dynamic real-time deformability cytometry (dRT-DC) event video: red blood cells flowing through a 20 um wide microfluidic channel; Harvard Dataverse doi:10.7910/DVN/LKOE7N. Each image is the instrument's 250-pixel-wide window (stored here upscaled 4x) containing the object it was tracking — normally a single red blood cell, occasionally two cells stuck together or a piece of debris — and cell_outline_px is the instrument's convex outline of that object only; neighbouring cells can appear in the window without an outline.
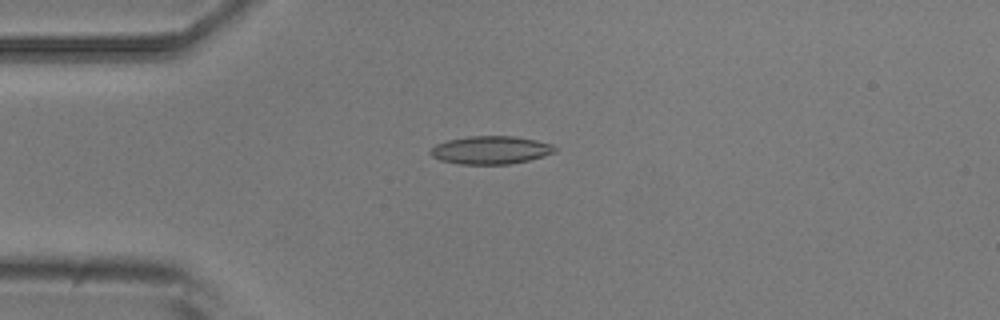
{"species": "common noctule bat (a hibernating species)", "species_latin": "Nyctalus noctula", "temperature_condition": "room temperature", "stored_images_in_passage": 7, "camera_frame_rate_fps": 3000, "um_per_image_px": 0.085, "animal": {"sex": "male", "body_mass_g": 20.5, "forearm_length_mm": 52.5}, "frame": {"image": 1, "passage_image": 4, "time_ms": 3.333, "image_size_px": [1000, 320], "cell_outline_px": [[556, 152], [528, 160], [508, 164], [460, 164], [440, 160], [432, 156], [428, 152], [436, 144], [448, 140], [472, 136], [512, 136], [536, 140], [552, 144], [556, 148]], "centroid_in_image_um": [41.7, 12.75], "position_along_channel_um": 43.3, "area_um2": 20.17}}
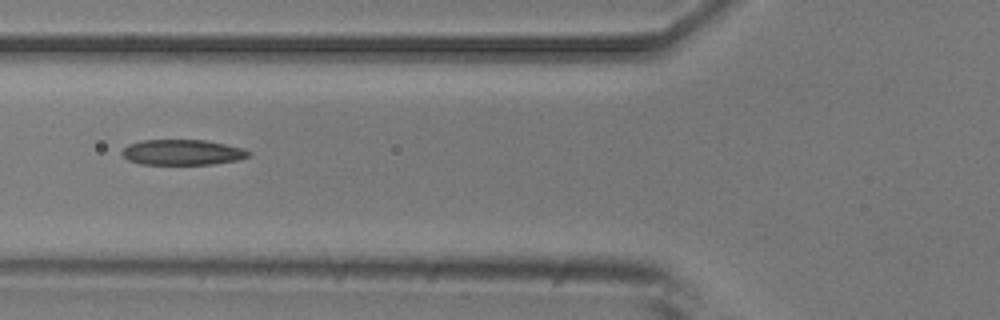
{"frame": {"image": 2, "passage_image": 6, "time_ms": 5.667, "image_size_px": [1000, 320], "cell_outline_px": [[252, 156], [236, 160], [212, 164], [140, 164], [128, 160], [120, 152], [128, 144], [140, 140], [204, 140], [244, 148], [252, 152]], "centroid_in_image_um": [15.51, 12.94], "position_along_channel_um": 110.3, "area_um2": 18.84}}
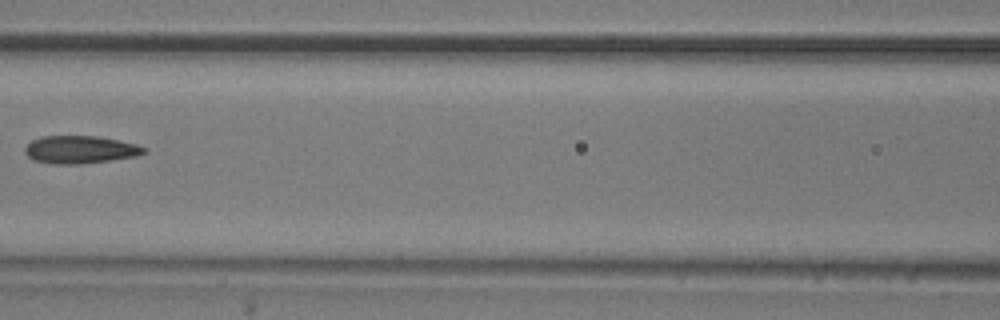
{"frame": {"image": 3, "passage_image": 7, "time_ms": 7.0, "image_size_px": [1000, 320], "cell_outline_px": [[148, 152], [136, 156], [80, 164], [52, 164], [32, 160], [24, 152], [24, 148], [32, 140], [44, 136], [96, 136], [136, 144], [148, 148]], "centroid_in_image_um": [6.8, 12.72], "position_along_channel_um": 159.8, "area_um2": 19.19}}